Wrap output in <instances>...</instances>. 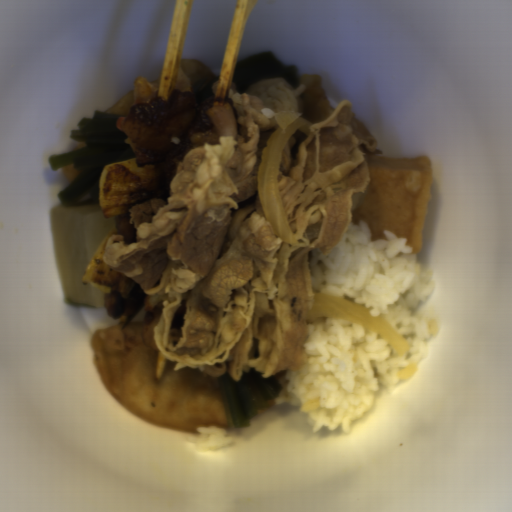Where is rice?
Masks as SVG:
<instances>
[{
    "instance_id": "652b925c",
    "label": "rice",
    "mask_w": 512,
    "mask_h": 512,
    "mask_svg": "<svg viewBox=\"0 0 512 512\" xmlns=\"http://www.w3.org/2000/svg\"><path fill=\"white\" fill-rule=\"evenodd\" d=\"M358 222L351 218L328 254L310 252L313 293L371 307L372 316H384L412 346L395 353L391 343L348 318L307 323V360L297 369H283L275 405L297 407L311 431L339 426L352 431L354 422L376 404L379 383L391 392L401 379L411 378L428 356L426 339L440 331L432 308L414 313L437 284L431 280L433 270L424 271L417 263L408 237L385 229L387 240H372L369 223Z\"/></svg>"
}]
</instances>
